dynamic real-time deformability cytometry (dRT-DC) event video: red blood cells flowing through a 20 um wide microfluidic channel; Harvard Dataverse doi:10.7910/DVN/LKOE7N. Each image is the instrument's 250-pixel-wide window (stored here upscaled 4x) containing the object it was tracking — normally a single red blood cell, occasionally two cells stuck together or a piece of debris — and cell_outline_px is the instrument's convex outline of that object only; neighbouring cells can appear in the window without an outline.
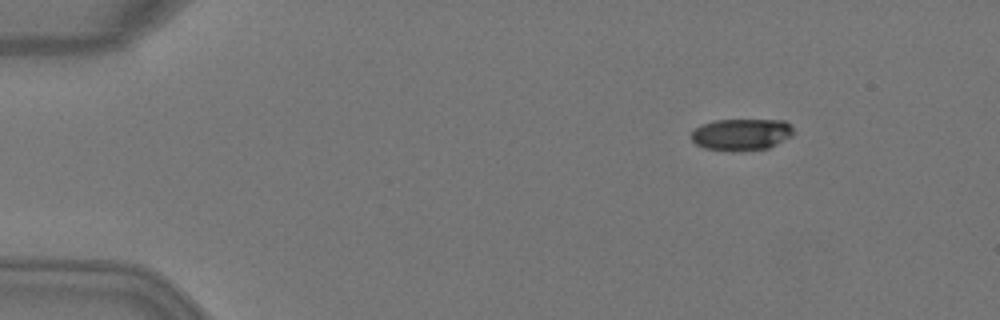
{"species": "Egyptian fruit bat (a non-hibernating species)", "species_latin": "Rousettus aegyptiacus", "temperature_condition": "warm", "stored_images_in_passage": 4, "camera_frame_rate_fps": 3000, "um_per_image_px": 0.085, "animal": {"sex": "female"}, "frame": {"image": 1, "passage_image": 2, "time_ms": 0.333, "image_size_px": [1000, 320], "cell_outline_px": [[796, 132], [792, 136], [768, 148], [704, 148], [696, 144], [692, 140], [692, 132], [696, 128], [712, 120], [784, 120]], "centroid_in_image_um": [63.06, 11.37], "position_along_channel_um": 21.9, "area_um2": 18.03}}